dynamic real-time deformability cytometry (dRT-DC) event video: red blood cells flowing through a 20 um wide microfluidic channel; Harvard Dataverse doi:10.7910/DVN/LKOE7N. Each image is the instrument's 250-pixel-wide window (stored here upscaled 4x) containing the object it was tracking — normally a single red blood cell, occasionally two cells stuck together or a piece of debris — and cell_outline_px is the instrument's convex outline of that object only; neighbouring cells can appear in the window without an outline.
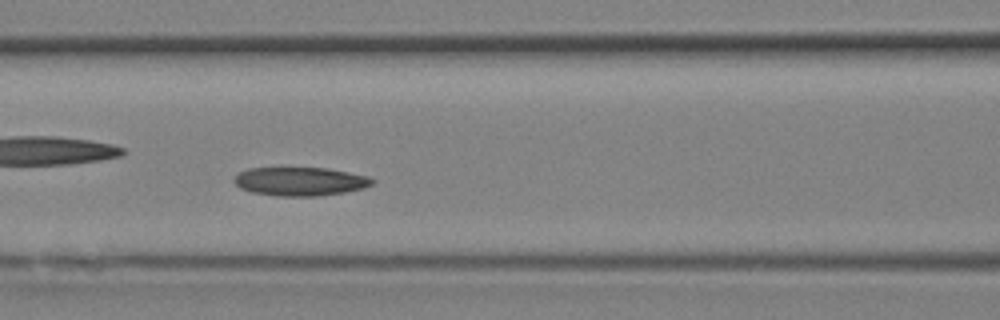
{"species": "Egyptian fruit bat (a non-hibernating species)", "species_latin": "Rousettus aegyptiacus", "temperature_condition": "room temperature", "stored_images_in_passage": 12, "camera_frame_rate_fps": 3000, "um_per_image_px": 0.085, "animal": {"sex": "female"}, "frame": {"image": 1, "passage_image": 12, "time_ms": 3.667, "image_size_px": [1000, 320], "cell_outline_px": [[376, 180], [372, 184], [364, 188], [344, 192], [316, 196], [276, 196], [252, 192], [240, 188], [232, 180], [240, 172], [248, 168], [328, 168], [368, 176]], "centroid_in_image_um": [25.51, 15.42], "position_along_channel_um": 141.1, "area_um2": 23.0}}